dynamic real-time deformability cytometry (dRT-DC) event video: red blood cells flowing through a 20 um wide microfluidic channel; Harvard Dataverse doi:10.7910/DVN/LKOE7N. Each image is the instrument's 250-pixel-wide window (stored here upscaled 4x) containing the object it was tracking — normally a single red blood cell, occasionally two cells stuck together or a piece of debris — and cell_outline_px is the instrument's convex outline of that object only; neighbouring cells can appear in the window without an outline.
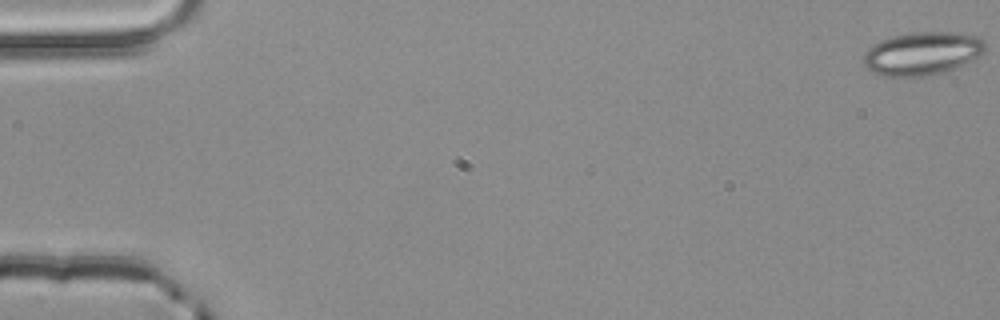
{"species": "common noctule bat (a hibernating species)", "species_latin": "Nyctalus noctula", "temperature_condition": "room temperature", "stored_images_in_passage": 4, "camera_frame_rate_fps": 3000, "um_per_image_px": 0.085, "animal": {"sex": "male", "body_mass_g": 20.4}, "frame": {"image": 1, "passage_image": 1, "time_ms": 0.0, "image_size_px": [1000, 320], "cell_outline_px": [[984, 52], [980, 56], [956, 68], [944, 72], [920, 76], [884, 76], [872, 72], [864, 64], [864, 52], [872, 44], [880, 40], [892, 36], [912, 32], [960, 32], [980, 36], [984, 44]], "centroid_in_image_um": [78.4, 4.53], "position_along_channel_um": 6.6, "area_um2": 30.75}}